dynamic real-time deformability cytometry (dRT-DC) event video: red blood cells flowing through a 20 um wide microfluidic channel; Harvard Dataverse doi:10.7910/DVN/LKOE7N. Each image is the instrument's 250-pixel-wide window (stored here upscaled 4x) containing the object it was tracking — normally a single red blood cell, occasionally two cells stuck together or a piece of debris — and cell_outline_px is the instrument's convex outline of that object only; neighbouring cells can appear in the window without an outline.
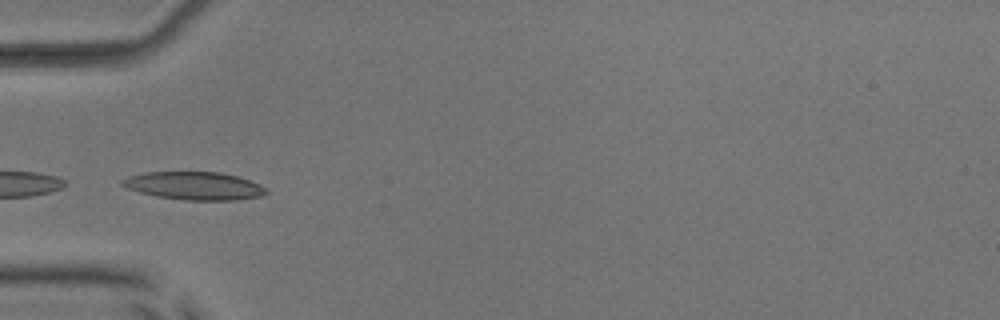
{"species": "common noctule bat (a hibernating species)", "species_latin": "Nyctalus noctula", "temperature_condition": "room temperature", "stored_images_in_passage": 5, "camera_frame_rate_fps": 3000, "um_per_image_px": 0.085, "animal": {"sex": "male", "body_mass_g": 17.9, "forearm_length_mm": 54.2}, "frame": {"image": 1, "passage_image": 5, "time_ms": 5.333, "image_size_px": [1000, 320], "cell_outline_px": [[268, 192], [260, 196], [236, 200], [184, 200], [156, 196], [124, 188], [120, 184], [120, 180], [128, 176], [144, 172], [220, 172], [236, 176], [260, 184], [268, 188]], "centroid_in_image_um": [16.48, 15.79], "position_along_channel_um": 68.5, "area_um2": 23.58}}